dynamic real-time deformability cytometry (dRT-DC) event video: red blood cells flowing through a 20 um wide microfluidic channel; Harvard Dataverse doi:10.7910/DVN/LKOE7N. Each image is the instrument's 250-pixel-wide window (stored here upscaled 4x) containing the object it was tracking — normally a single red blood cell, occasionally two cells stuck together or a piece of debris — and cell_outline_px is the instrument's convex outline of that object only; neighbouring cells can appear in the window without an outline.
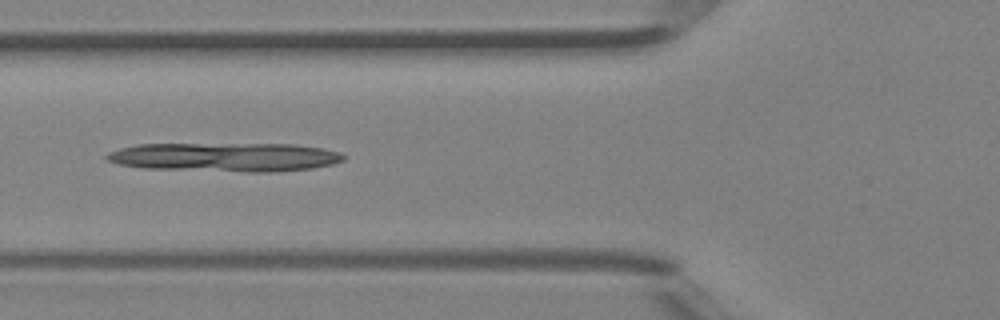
{"species": "Egyptian fruit bat (a non-hibernating species)", "species_latin": "Rousettus aegyptiacus", "temperature_condition": "room temperature", "stored_images_in_passage": 5, "camera_frame_rate_fps": 3000, "um_per_image_px": 0.085, "animal": {"sex": "female"}, "frame": {"image": 1, "passage_image": 5, "time_ms": 1.333, "image_size_px": [1000, 320], "cell_outline_px": [[348, 156], [344, 160], [332, 164], [312, 168], [272, 172], [248, 172], [144, 168], [120, 164], [108, 160], [104, 156], [108, 152], [120, 148], [136, 144], [292, 144], [320, 148], [340, 152]], "centroid_in_image_um": [19.14, 13.35], "position_along_channel_um": 106.7, "area_um2": 39.94}}